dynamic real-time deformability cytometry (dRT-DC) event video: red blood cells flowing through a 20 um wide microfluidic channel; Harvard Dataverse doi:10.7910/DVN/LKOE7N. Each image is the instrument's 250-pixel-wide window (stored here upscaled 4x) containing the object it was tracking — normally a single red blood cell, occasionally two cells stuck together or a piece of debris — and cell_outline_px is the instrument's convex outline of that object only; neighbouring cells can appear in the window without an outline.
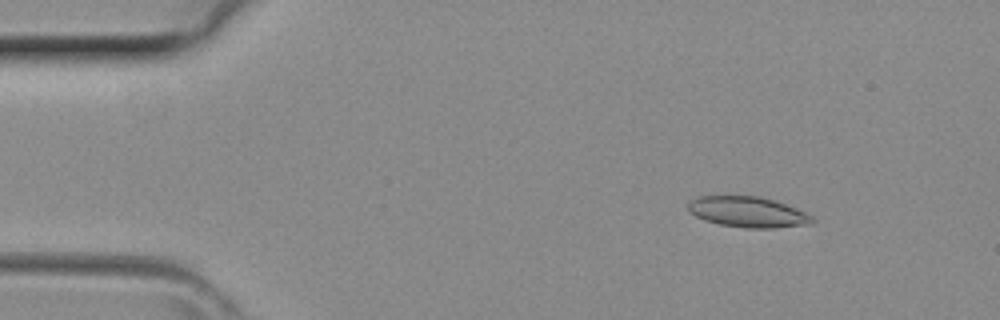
{"species": "common noctule bat (a hibernating species)", "species_latin": "Nyctalus noctula", "temperature_condition": "room temperature", "stored_images_in_passage": 41, "camera_frame_rate_fps": 3000, "um_per_image_px": 0.085, "animal": {"sex": "female", "body_mass_g": 29.2, "forearm_length_mm": 56.3}, "frame": {"image": 1, "passage_image": 5, "time_ms": 1.333, "image_size_px": [1000, 320], "cell_outline_px": [[816, 220], [812, 224], [776, 228], [744, 228], [720, 224], [704, 220], [696, 216], [688, 208], [688, 200], [700, 196], [760, 196], [808, 212]], "centroid_in_image_um": [63.6, 18.03], "position_along_channel_um": 21.4, "area_um2": 22.25}}
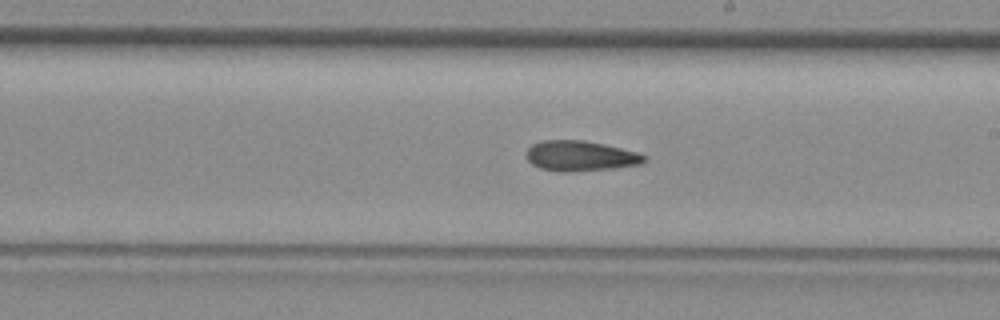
{"frame": {"image": 2, "passage_image": 23, "time_ms": 7.333, "image_size_px": [1000, 320], "cell_outline_px": [[648, 160], [640, 164], [612, 168], [564, 172], [556, 172], [540, 168], [532, 164], [528, 160], [524, 152], [532, 144], [544, 140], [584, 140], [604, 144], [636, 152], [644, 156]], "centroid_in_image_um": [49.28, 13.25], "position_along_channel_um": 239.7, "area_um2": 20.75}}
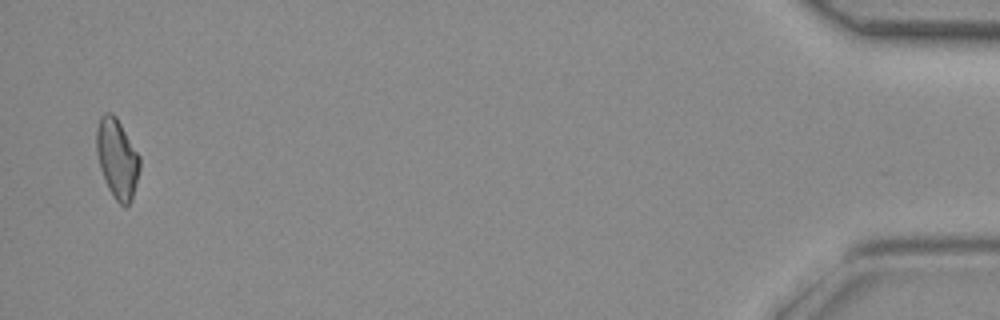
{"frame": {"image": 3, "passage_image": 40, "time_ms": 13.0, "image_size_px": [1000, 320], "cell_outline_px": [[140, 168], [132, 200], [128, 204], [120, 204], [116, 200], [108, 188], [100, 168], [96, 152], [96, 128], [100, 116], [104, 112], [112, 112], [116, 116], [140, 156]], "centroid_in_image_um": [9.95, 13.43], "position_along_channel_um": 425.3, "area_um2": 20.06}}